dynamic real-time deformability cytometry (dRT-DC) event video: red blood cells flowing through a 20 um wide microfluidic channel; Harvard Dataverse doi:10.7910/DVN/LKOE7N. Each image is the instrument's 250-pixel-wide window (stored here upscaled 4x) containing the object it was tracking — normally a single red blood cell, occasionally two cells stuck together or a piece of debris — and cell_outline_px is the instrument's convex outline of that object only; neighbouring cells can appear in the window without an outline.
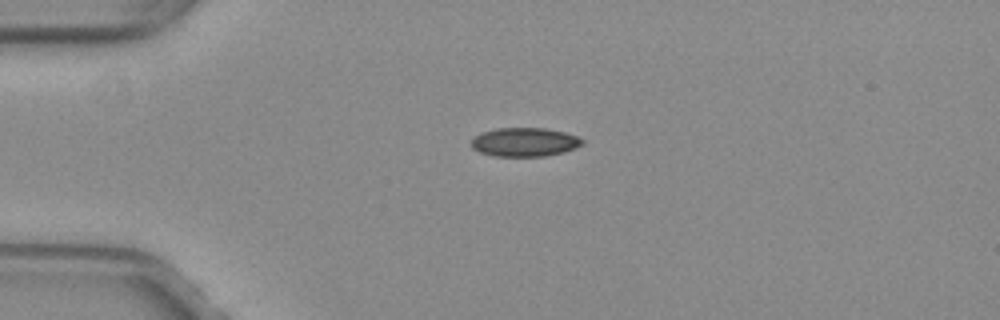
{"species": "common noctule bat (a hibernating species)", "species_latin": "Nyctalus noctula", "temperature_condition": "warm", "stored_images_in_passage": 40, "camera_frame_rate_fps": 3000, "um_per_image_px": 0.085, "animal": {"sex": "female", "body_mass_g": 29.2, "forearm_length_mm": 56.3}, "frame": {"image": 1, "passage_image": 1, "time_ms": 0.0, "image_size_px": [1000, 320], "cell_outline_px": [[584, 144], [576, 148], [564, 152], [544, 156], [492, 156], [480, 152], [472, 148], [472, 136], [480, 132], [496, 128], [544, 128], [564, 132], [576, 136], [584, 140]], "centroid_in_image_um": [44.57, 12.07], "position_along_channel_um": 40.4, "area_um2": 18.79}}
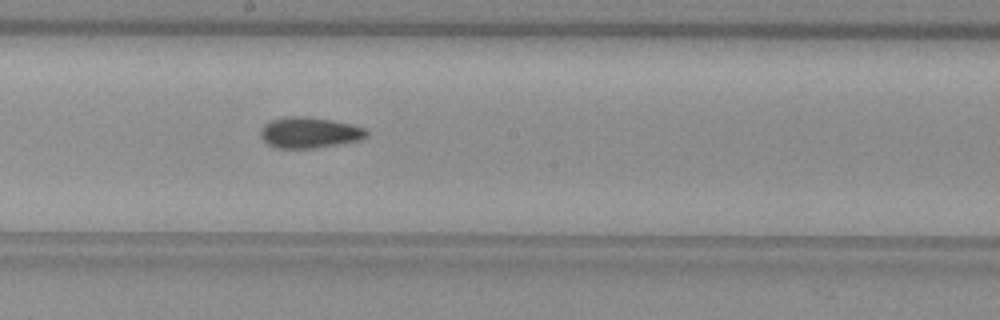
{"frame": {"image": 2, "passage_image": 17, "time_ms": 5.333, "image_size_px": [1000, 320], "cell_outline_px": [[368, 136], [360, 140], [316, 148], [280, 148], [268, 144], [260, 136], [260, 132], [264, 124], [272, 120], [284, 116], [308, 116], [332, 120], [352, 124], [364, 128], [368, 132]], "centroid_in_image_um": [26.31, 11.26], "position_along_channel_um": 221.9, "area_um2": 19.13}}
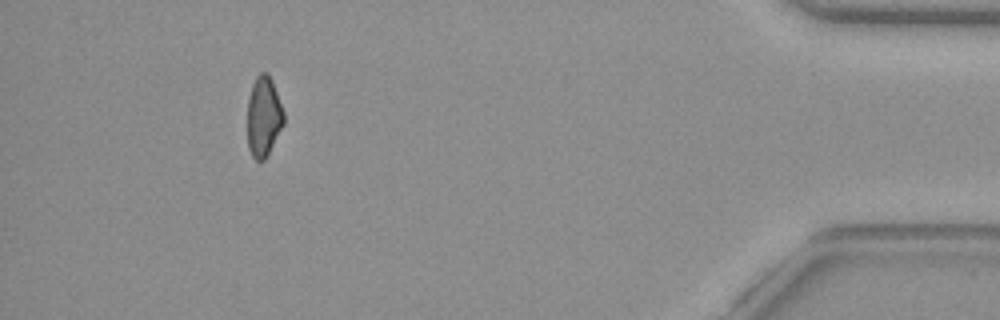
{"frame": {"image": 3, "passage_image": 36, "time_ms": 11.667, "image_size_px": [1000, 320], "cell_outline_px": [[284, 124], [264, 160], [256, 160], [252, 156], [248, 148], [248, 96], [252, 84], [256, 76], [260, 72], [268, 72], [272, 80], [284, 112]], "centroid_in_image_um": [22.4, 9.87], "position_along_channel_um": 412.8, "area_um2": 16.99}, "authors_computed_cell_mechanics": {"area_um2": 18.5249, "velocity_mm_per_s": 4.0089, "shape_relaxation_time_tau1_ms": null, "shape_relaxation_time_tau2_ms": 4.4827, "deformation_change_tau1": null, "deformation_change_tau2": 0.0969}}